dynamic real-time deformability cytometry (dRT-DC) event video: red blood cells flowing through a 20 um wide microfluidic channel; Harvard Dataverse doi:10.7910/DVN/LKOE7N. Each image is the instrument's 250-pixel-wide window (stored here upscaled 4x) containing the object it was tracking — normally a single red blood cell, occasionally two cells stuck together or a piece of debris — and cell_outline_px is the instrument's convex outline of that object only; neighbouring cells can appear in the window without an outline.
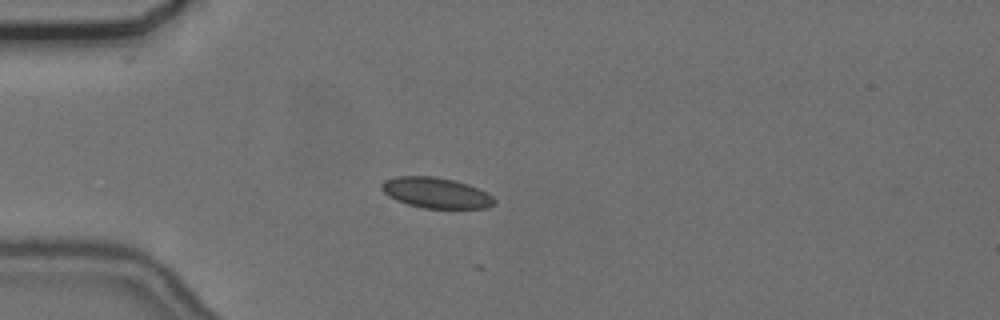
{"species": "common noctule bat (a hibernating species)", "species_latin": "Nyctalus noctula", "temperature_condition": "cold", "stored_images_in_passage": 31, "camera_frame_rate_fps": 3000, "um_per_image_px": 0.085, "animal": {"sex": "female", "body_mass_g": 24.6, "forearm_length_mm": 56.2}, "frame": {"image": 1, "passage_image": 1, "time_ms": 0.0, "image_size_px": [1000, 320], "cell_outline_px": [[496, 204], [488, 208], [424, 208], [408, 204], [396, 200], [388, 196], [380, 188], [380, 184], [384, 180], [396, 176], [432, 176], [456, 180], [468, 184], [492, 196], [496, 200]], "centroid_in_image_um": [37.04, 16.38], "position_along_channel_um": 48.0, "area_um2": 20.17}}
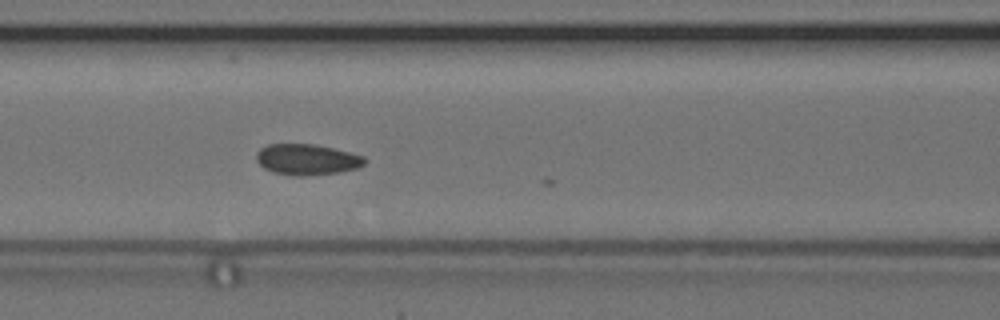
{"frame": {"image": 2, "passage_image": 10, "time_ms": 3.0, "image_size_px": [1000, 320], "cell_outline_px": [[368, 160], [364, 164], [356, 168], [340, 172], [300, 176], [292, 176], [272, 172], [264, 168], [256, 160], [256, 152], [260, 148], [268, 144], [316, 144], [364, 156]], "centroid_in_image_um": [26.07, 13.56], "position_along_channel_um": 140.5, "area_um2": 19.54}}
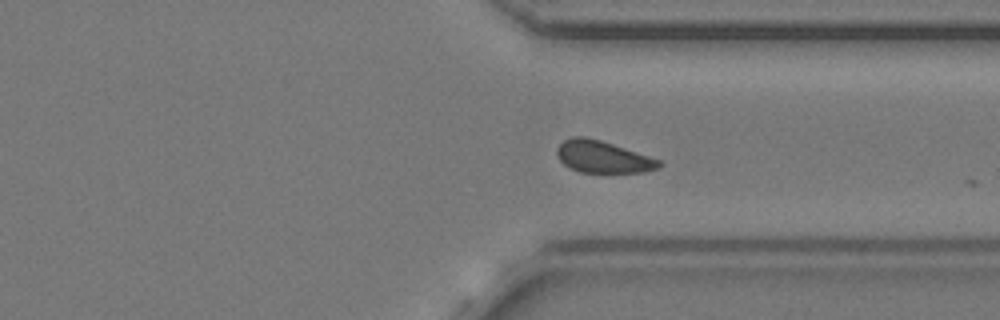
{"frame": {"image": 3, "passage_image": 28, "time_ms": 9.0, "image_size_px": [1000, 320], "cell_outline_px": [[664, 164], [660, 168], [644, 172], [580, 172], [568, 168], [556, 156], [556, 148], [564, 140], [572, 136], [584, 136], [600, 140], [660, 160]], "centroid_in_image_um": [51.22, 13.34], "position_along_channel_um": 360.2, "area_um2": 19.02}}